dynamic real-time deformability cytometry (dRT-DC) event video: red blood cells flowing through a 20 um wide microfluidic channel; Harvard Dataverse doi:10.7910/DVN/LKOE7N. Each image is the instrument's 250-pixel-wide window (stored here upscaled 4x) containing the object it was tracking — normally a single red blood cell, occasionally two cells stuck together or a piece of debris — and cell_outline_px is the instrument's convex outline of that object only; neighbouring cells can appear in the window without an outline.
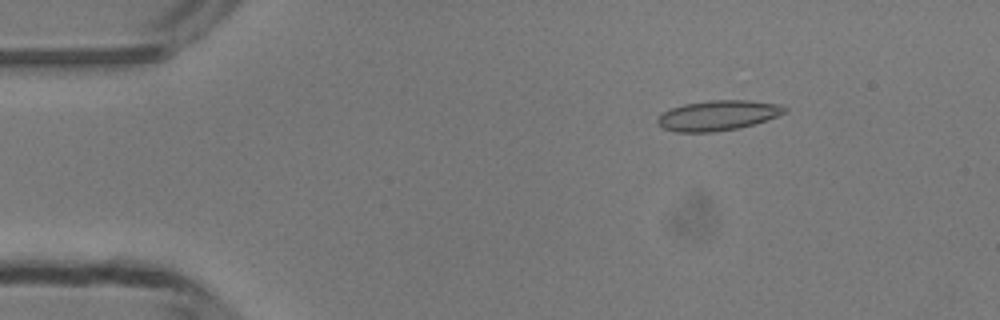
{"species": "common noctule bat (a hibernating species)", "species_latin": "Nyctalus noctula", "temperature_condition": "room temperature", "stored_images_in_passage": 48, "camera_frame_rate_fps": 3000, "um_per_image_px": 0.085, "animal": {"sex": "male", "body_mass_g": 13.3}, "frame": {"image": 1, "passage_image": 7, "time_ms": 2.0, "image_size_px": [1000, 320], "cell_outline_px": [[788, 112], [740, 128], [716, 132], [676, 132], [664, 128], [656, 120], [660, 112], [684, 104], [712, 100], [748, 100], [780, 104], [788, 108]], "centroid_in_image_um": [61.02, 9.81], "position_along_channel_um": 24.0, "area_um2": 22.31}}
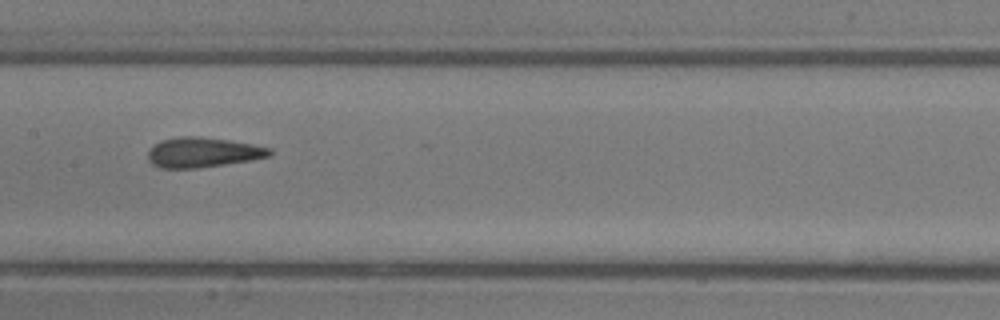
{"frame": {"image": 2, "passage_image": 24, "time_ms": 7.667, "image_size_px": [1000, 320], "cell_outline_px": [[272, 152], [268, 156], [248, 160], [224, 164], [196, 168], [160, 168], [152, 164], [148, 160], [148, 152], [160, 140], [180, 136], [196, 136], [228, 140], [252, 144], [272, 148]], "centroid_in_image_um": [17.21, 12.95], "position_along_channel_um": 190.2, "area_um2": 20.98}}
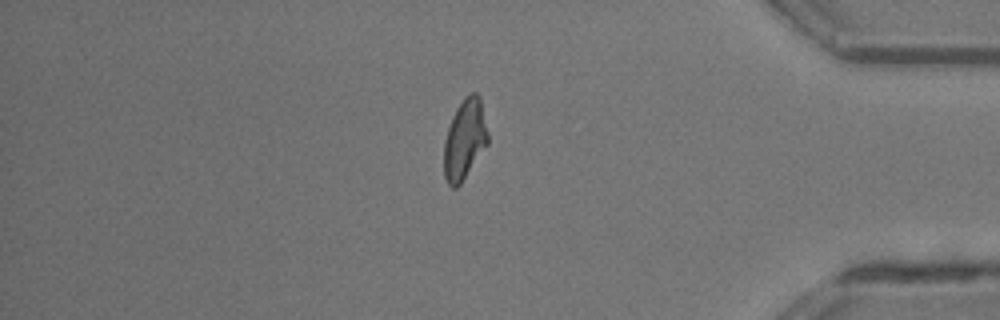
{"frame": {"image": 3, "passage_image": 41, "time_ms": 13.333, "image_size_px": [1000, 320], "cell_outline_px": [[488, 144], [460, 184], [456, 188], [452, 188], [448, 184], [444, 176], [444, 140], [452, 116], [456, 108], [464, 96], [472, 92], [476, 92], [480, 96], [488, 132]], "centroid_in_image_um": [39.5, 11.83], "position_along_channel_um": 395.7, "area_um2": 20.63}, "authors_computed_cell_mechanics": {"area_um2": 21.0681, "velocity_mm_per_s": 4.2238, "shape_relaxation_time_tau1_ms": null, "shape_relaxation_time_tau2_ms": 1.5513, "deformation_change_tau1": null, "deformation_change_tau2": 0.083}}